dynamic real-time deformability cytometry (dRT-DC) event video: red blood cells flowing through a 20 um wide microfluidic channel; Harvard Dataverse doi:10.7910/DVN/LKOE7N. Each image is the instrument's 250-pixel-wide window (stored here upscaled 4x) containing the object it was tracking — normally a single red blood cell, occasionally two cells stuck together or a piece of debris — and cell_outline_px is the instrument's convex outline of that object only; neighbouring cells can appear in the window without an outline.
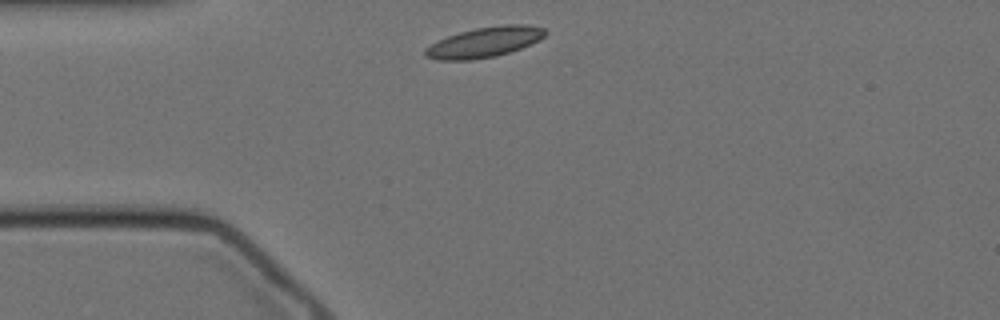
{"species": "Egyptian fruit bat (a non-hibernating species)", "species_latin": "Rousettus aegyptiacus", "temperature_condition": "cold", "stored_images_in_passage": 18, "camera_frame_rate_fps": 3000, "um_per_image_px": 0.085, "animal": {"sex": "female"}, "frame": {"image": 1, "passage_image": 1, "time_ms": 0.0, "image_size_px": [1000, 320], "cell_outline_px": [[548, 32], [540, 40], [520, 48], [496, 56], [472, 60], [436, 60], [424, 56], [424, 48], [448, 36], [460, 32], [476, 28], [500, 24], [524, 24], [544, 28]], "centroid_in_image_um": [41.18, 3.58], "position_along_channel_um": 43.8, "area_um2": 21.15}}
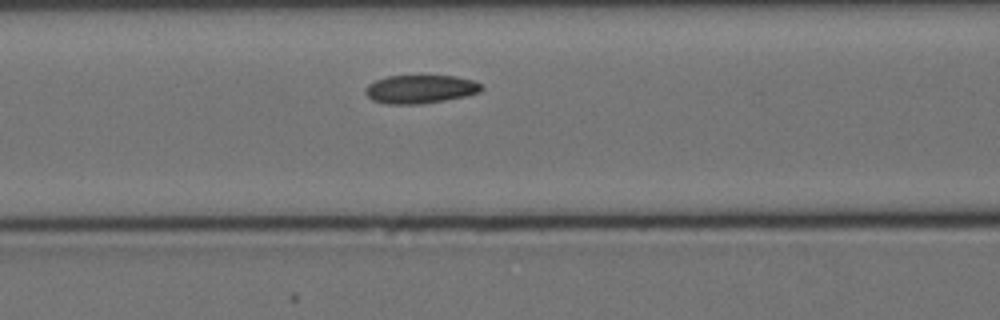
{"frame": {"image": 2, "passage_image": 10, "time_ms": 3.0, "image_size_px": [1000, 320], "cell_outline_px": [[484, 88], [480, 92], [464, 96], [444, 100], [416, 104], [388, 104], [372, 100], [364, 92], [364, 88], [368, 84], [376, 80], [388, 76], [456, 76], [472, 80], [480, 84]], "centroid_in_image_um": [35.7, 7.57], "position_along_channel_um": 130.9, "area_um2": 19.07}}
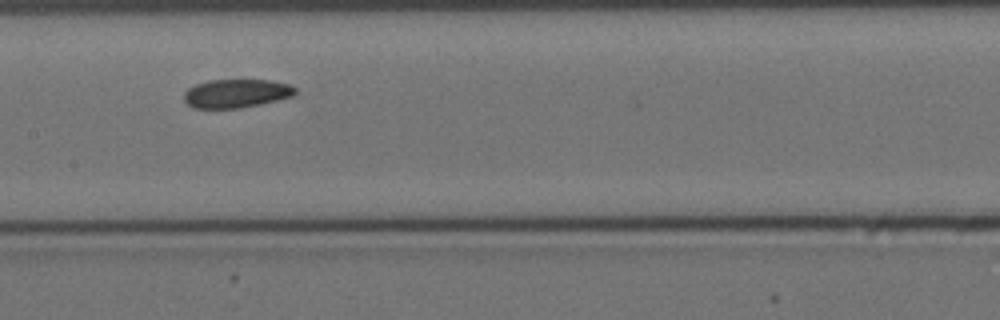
{"frame": {"image": 3, "passage_image": 15, "time_ms": 4.667, "image_size_px": [1000, 320], "cell_outline_px": [[296, 92], [292, 96], [260, 104], [240, 108], [192, 108], [184, 100], [184, 92], [188, 88], [196, 84], [208, 80], [272, 80], [288, 84], [296, 88]], "centroid_in_image_um": [20.06, 7.94], "position_along_channel_um": 187.3, "area_um2": 18.5}}